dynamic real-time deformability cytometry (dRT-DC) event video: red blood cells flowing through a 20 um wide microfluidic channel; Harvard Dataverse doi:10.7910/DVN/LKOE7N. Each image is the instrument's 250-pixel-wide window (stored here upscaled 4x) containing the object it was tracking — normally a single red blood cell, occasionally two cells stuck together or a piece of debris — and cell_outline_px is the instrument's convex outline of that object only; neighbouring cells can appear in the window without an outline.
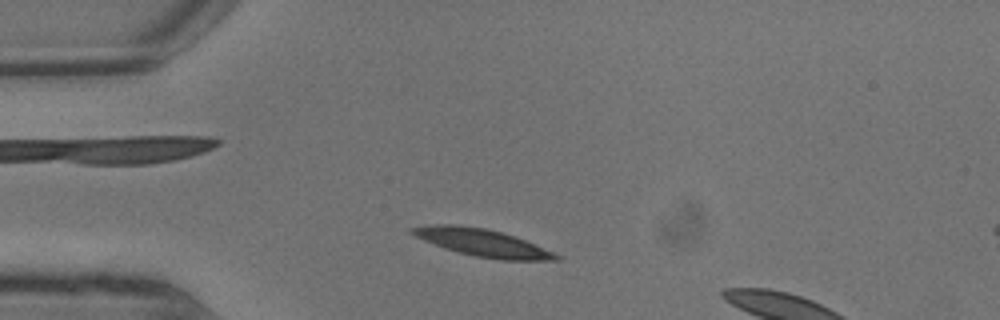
{"species": "common noctule bat (a hibernating species)", "species_latin": "Nyctalus noctula", "temperature_condition": "warm", "stored_images_in_passage": 3, "camera_frame_rate_fps": 3000, "um_per_image_px": 0.085, "animal": {"sex": "male", "body_mass_g": 13.3}, "frame": {"image": 1, "passage_image": 1, "time_ms": 0.0, "image_size_px": [1000, 320], "cell_outline_px": [[560, 260], [500, 260], [476, 256], [444, 248], [424, 240], [408, 232], [408, 228], [428, 224], [452, 224], [488, 228], [516, 236], [552, 252], [560, 256]], "centroid_in_image_um": [40.96, 20.61], "position_along_channel_um": 44.0, "area_um2": 22.89}}
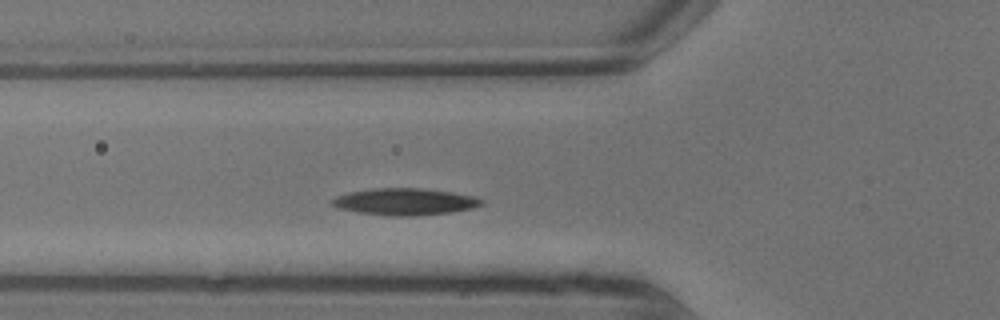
{"frame": {"image": 2, "passage_image": 3, "time_ms": 0.667, "image_size_px": [1000, 320], "cell_outline_px": [[484, 204], [472, 208], [452, 212], [412, 216], [392, 216], [360, 212], [336, 208], [328, 204], [336, 196], [352, 192], [372, 188], [420, 188], [452, 192], [476, 196], [484, 200]], "centroid_in_image_um": [34.43, 17.14], "position_along_channel_um": 91.4, "area_um2": 23.41}}